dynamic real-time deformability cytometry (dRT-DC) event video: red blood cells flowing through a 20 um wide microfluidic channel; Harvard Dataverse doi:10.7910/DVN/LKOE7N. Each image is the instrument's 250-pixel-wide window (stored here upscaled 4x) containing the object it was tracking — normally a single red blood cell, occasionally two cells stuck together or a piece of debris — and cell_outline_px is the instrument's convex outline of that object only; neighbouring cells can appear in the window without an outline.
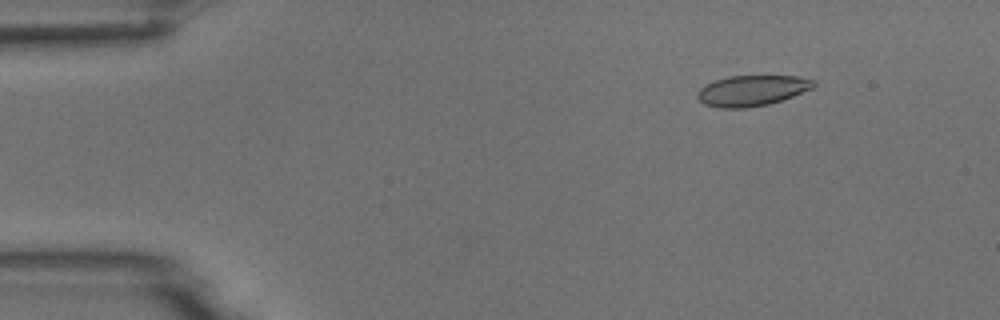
{"species": "common noctule bat (a hibernating species)", "species_latin": "Nyctalus noctula", "temperature_condition": "room temperature", "stored_images_in_passage": 6, "camera_frame_rate_fps": 3000, "um_per_image_px": 0.085, "animal": {"sex": "male", "body_mass_g": 18.8}, "frame": {"image": 1, "passage_image": 2, "time_ms": 1.333, "image_size_px": [1000, 320], "cell_outline_px": [[816, 84], [812, 88], [792, 96], [768, 104], [744, 108], [716, 108], [704, 104], [696, 96], [696, 92], [704, 84], [728, 76], [796, 76], [816, 80]], "centroid_in_image_um": [63.88, 7.7], "position_along_channel_um": 21.1, "area_um2": 20.75}}
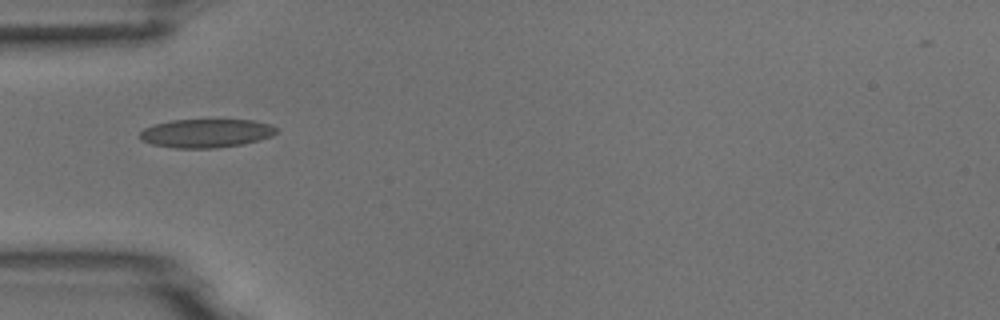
{"frame": {"image": 2, "passage_image": 5, "time_ms": 4.667, "image_size_px": [1000, 320], "cell_outline_px": [[280, 128], [272, 136], [260, 140], [244, 144], [216, 148], [176, 148], [152, 144], [140, 140], [140, 132], [144, 128], [152, 124], [172, 120], [252, 120], [272, 124]], "centroid_in_image_um": [17.55, 11.32], "position_along_channel_um": 67.5, "area_um2": 23.0}}